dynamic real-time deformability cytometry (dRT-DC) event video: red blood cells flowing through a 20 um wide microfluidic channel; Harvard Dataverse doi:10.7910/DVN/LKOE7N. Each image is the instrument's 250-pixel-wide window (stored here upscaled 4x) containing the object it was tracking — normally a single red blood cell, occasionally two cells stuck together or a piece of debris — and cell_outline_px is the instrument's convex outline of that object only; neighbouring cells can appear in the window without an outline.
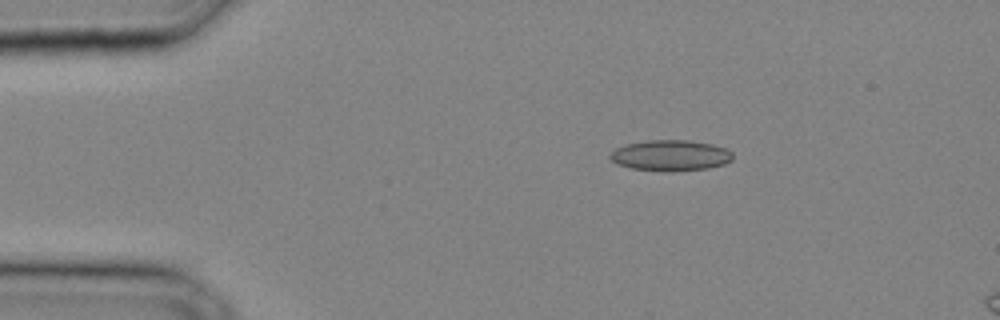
{"species": "common noctule bat (a hibernating species)", "species_latin": "Nyctalus noctula", "temperature_condition": "cold", "stored_images_in_passage": 6, "camera_frame_rate_fps": 3000, "um_per_image_px": 0.085, "animal": {"sex": "male", "body_mass_g": 20.4}, "frame": {"image": 1, "passage_image": 1, "time_ms": 0.0, "image_size_px": [1000, 320], "cell_outline_px": [[732, 160], [724, 164], [708, 168], [672, 172], [668, 172], [632, 168], [616, 164], [608, 156], [616, 148], [628, 144], [648, 140], [688, 140], [712, 144], [724, 148], [732, 152]], "centroid_in_image_um": [57.0, 13.22], "position_along_channel_um": 28.0, "area_um2": 22.02}}